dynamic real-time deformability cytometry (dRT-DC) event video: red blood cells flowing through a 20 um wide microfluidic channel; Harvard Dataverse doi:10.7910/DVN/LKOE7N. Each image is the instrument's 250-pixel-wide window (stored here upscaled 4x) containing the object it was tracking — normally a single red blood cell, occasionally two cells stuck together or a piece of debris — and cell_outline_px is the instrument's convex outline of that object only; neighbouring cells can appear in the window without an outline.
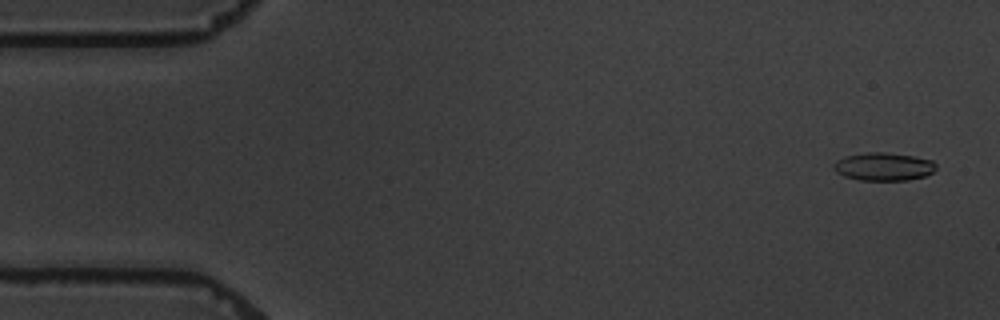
{"species": "common noctule bat (a hibernating species)", "species_latin": "Nyctalus noctula", "temperature_condition": "warm", "stored_images_in_passage": 4, "camera_frame_rate_fps": 3000, "um_per_image_px": 0.085, "animal": {"sex": "male", "body_mass_g": 19.5, "forearm_length_mm": 54.6}, "frame": {"image": 1, "passage_image": 1, "time_ms": 0.0, "image_size_px": [1000, 320], "cell_outline_px": [[936, 168], [932, 172], [924, 176], [908, 180], [860, 180], [844, 176], [836, 172], [832, 164], [836, 160], [844, 156], [868, 152], [884, 152], [912, 156], [932, 160], [936, 164]], "centroid_in_image_um": [75.08, 14.16], "position_along_channel_um": 9.9, "area_um2": 16.7}}